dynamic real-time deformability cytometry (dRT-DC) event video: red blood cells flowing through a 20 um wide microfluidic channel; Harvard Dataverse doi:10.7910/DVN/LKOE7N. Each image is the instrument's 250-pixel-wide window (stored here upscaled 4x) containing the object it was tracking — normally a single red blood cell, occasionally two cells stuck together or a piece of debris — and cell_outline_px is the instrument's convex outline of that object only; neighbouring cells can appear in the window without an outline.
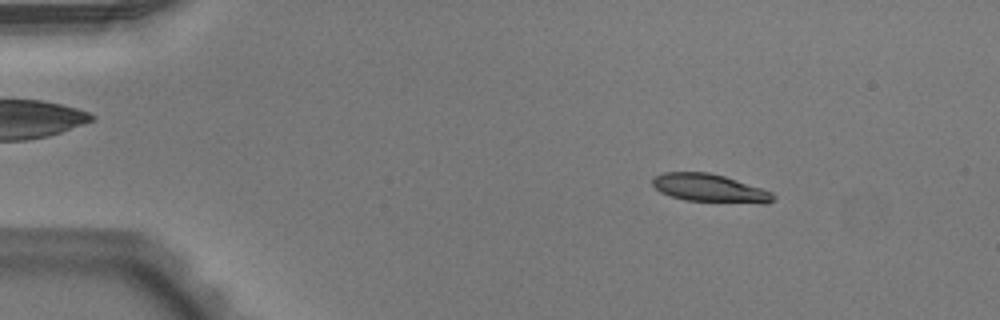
{"species": "Egyptian fruit bat (a non-hibernating species)", "species_latin": "Rousettus aegyptiacus", "temperature_condition": "warm", "stored_images_in_passage": 52, "camera_frame_rate_fps": 3000, "um_per_image_px": 0.085, "animal": {"sex": "male"}, "frame": {"image": 1, "passage_image": 8, "time_ms": 2.333, "image_size_px": [1000, 320], "cell_outline_px": [[776, 200], [764, 204], [760, 204], [684, 200], [660, 192], [652, 184], [652, 176], [664, 172], [708, 172], [724, 176], [772, 192], [776, 196]], "centroid_in_image_um": [60.34, 16.0], "position_along_channel_um": 24.7, "area_um2": 19.88}}
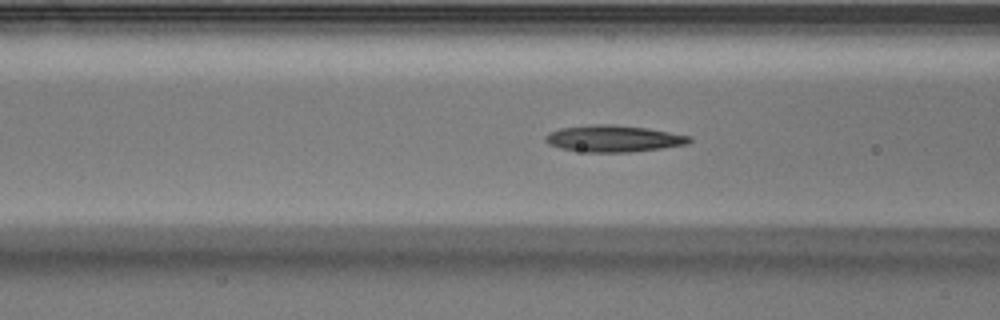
{"frame": {"image": 2, "passage_image": 21, "time_ms": 6.667, "image_size_px": [1000, 320], "cell_outline_px": [[692, 140], [688, 144], [632, 152], [588, 152], [560, 148], [548, 144], [544, 140], [544, 136], [548, 132], [560, 128], [596, 124], [612, 124], [648, 128], [692, 136]], "centroid_in_image_um": [52.14, 11.77], "position_along_channel_um": 114.5, "area_um2": 22.43}}
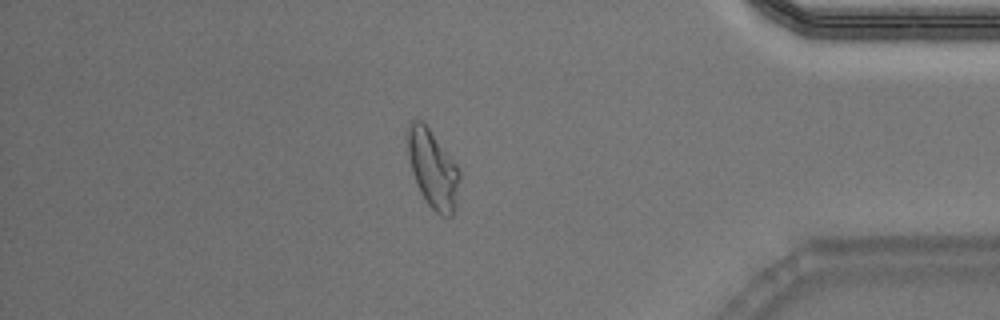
{"frame": {"image": 3, "passage_image": 45, "time_ms": 14.667, "image_size_px": [1000, 320], "cell_outline_px": [[460, 180], [456, 208], [452, 216], [440, 216], [428, 204], [420, 192], [412, 172], [408, 152], [408, 124], [412, 120], [420, 120], [428, 128], [456, 164], [460, 172]], "centroid_in_image_um": [36.81, 14.41], "position_along_channel_um": 398.4, "area_um2": 23.29}, "authors_computed_cell_mechanics": {"area_um2": 21.097, "velocity_mm_per_s": 3.9196, "shape_relaxation_time_tau1_ms": 6.2641, "shape_relaxation_time_tau2_ms": 1.8435, "deformation_change_tau1": 0.2129, "deformation_change_tau2": 0.082}}